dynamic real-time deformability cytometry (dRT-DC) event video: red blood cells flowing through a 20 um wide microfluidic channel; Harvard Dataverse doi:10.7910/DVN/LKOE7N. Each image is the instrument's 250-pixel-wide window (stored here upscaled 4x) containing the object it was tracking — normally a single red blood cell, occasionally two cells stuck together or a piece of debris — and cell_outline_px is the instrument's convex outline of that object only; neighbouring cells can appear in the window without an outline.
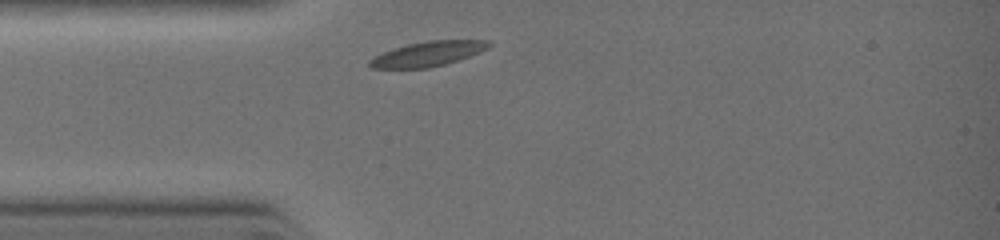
{"species": "common noctule bat (a hibernating species)", "species_latin": "Nyctalus noctula", "temperature_condition": "warm", "stored_images_in_passage": 1, "camera_frame_rate_fps": 3000, "um_per_image_px": 0.085, "animal": {"sex": "female", "body_mass_g": 19.0, "forearm_length_mm": 51.5}, "frame": {"image": 1, "passage_image": 1, "time_ms": 0.0, "image_size_px": [1000, 240], "cell_outline_px": [[492, 44], [488, 48], [480, 52], [444, 64], [428, 68], [372, 68], [368, 64], [368, 60], [384, 52], [408, 44], [428, 40], [488, 40]], "centroid_in_image_um": [36.38, 4.57], "position_along_channel_um": 48.6, "area_um2": 16.94}}